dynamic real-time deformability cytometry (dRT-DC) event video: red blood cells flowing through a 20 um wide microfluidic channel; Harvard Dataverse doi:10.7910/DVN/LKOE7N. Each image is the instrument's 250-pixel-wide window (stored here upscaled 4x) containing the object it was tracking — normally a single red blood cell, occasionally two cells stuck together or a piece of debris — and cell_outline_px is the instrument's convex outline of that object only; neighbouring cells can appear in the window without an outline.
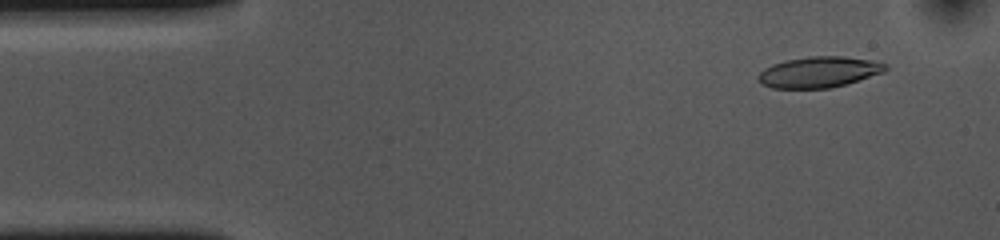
{"species": "common noctule bat (a hibernating species)", "species_latin": "Nyctalus noctula", "temperature_condition": "cold", "stored_images_in_passage": 53, "camera_frame_rate_fps": 3000, "um_per_image_px": 0.085, "animal": {"sex": "female", "body_mass_g": 10.0, "forearm_length_mm": 53.1}, "frame": {"image": 1, "passage_image": 4, "time_ms": 1.0, "image_size_px": [1000, 240], "cell_outline_px": [[888, 68], [884, 72], [844, 84], [828, 88], [772, 88], [760, 84], [756, 76], [764, 68], [772, 64], [784, 60], [808, 56], [844, 56], [868, 60], [888, 64]], "centroid_in_image_um": [69.55, 6.12], "position_along_channel_um": 15.4, "area_um2": 22.89}}
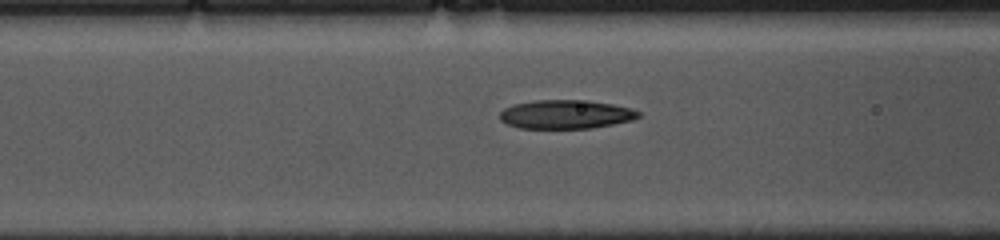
{"frame": {"image": 2, "passage_image": 19, "time_ms": 6.0, "image_size_px": [1000, 240], "cell_outline_px": [[640, 116], [632, 120], [592, 128], [520, 128], [508, 124], [500, 120], [500, 112], [504, 108], [516, 104], [536, 100], [588, 100], [612, 104], [632, 108], [640, 112]], "centroid_in_image_um": [48.11, 9.71], "position_along_channel_um": 118.5, "area_um2": 23.18}}
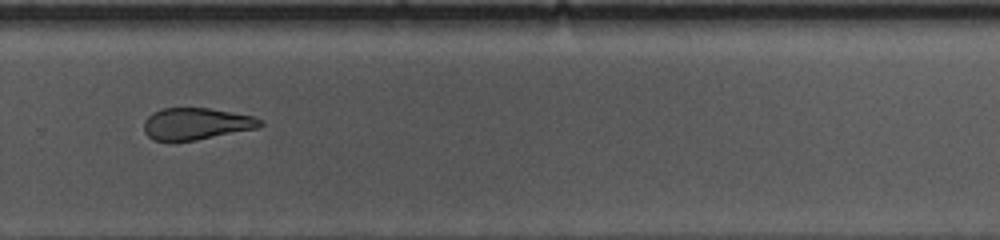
{"frame": {"image": 3, "passage_image": 35, "time_ms": 11.333, "image_size_px": [1000, 240], "cell_outline_px": [[264, 124], [256, 128], [196, 140], [152, 140], [144, 132], [144, 120], [152, 112], [164, 108], [212, 108], [252, 116], [264, 120]], "centroid_in_image_um": [16.67, 10.51], "position_along_channel_um": 313.1, "area_um2": 21.44}, "authors_computed_cell_mechanics": {"area_um2": 23.409, "velocity_mm_per_s": 3.6624, "shape_relaxation_time_tau1_ms": 8.622, "shape_relaxation_time_tau2_ms": 6.2085, "deformation_change_tau1": 0.1873, "deformation_change_tau2": 0.1687}}